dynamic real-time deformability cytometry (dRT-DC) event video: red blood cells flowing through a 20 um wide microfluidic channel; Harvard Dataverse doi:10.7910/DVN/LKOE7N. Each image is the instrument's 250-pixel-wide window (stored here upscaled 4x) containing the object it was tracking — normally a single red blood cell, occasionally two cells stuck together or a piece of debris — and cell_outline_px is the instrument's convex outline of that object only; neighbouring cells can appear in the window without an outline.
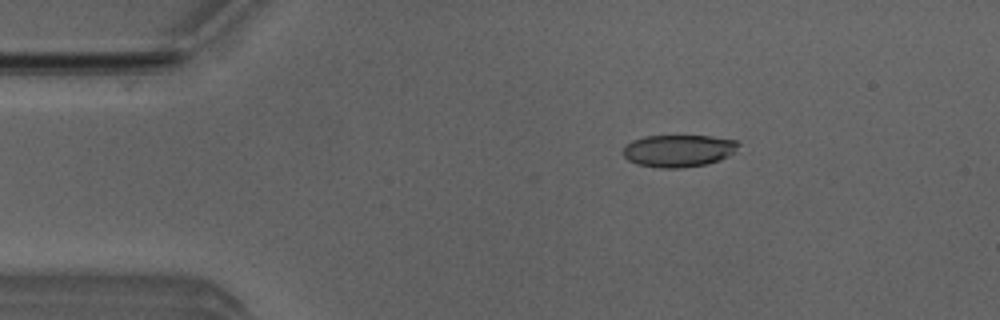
{"species": "Egyptian fruit bat (a non-hibernating species)", "species_latin": "Rousettus aegyptiacus", "temperature_condition": "room temperature", "stored_images_in_passage": 36, "camera_frame_rate_fps": 3000, "um_per_image_px": 0.085, "animal": {"sex": "male"}, "frame": {"image": 1, "passage_image": 8, "time_ms": 2.333, "image_size_px": [1000, 320], "cell_outline_px": [[740, 144], [736, 152], [720, 160], [704, 164], [680, 168], [660, 168], [636, 164], [628, 160], [620, 152], [632, 140], [644, 136], [712, 136], [736, 140]], "centroid_in_image_um": [57.67, 12.81], "position_along_channel_um": 27.3, "area_um2": 21.79}}
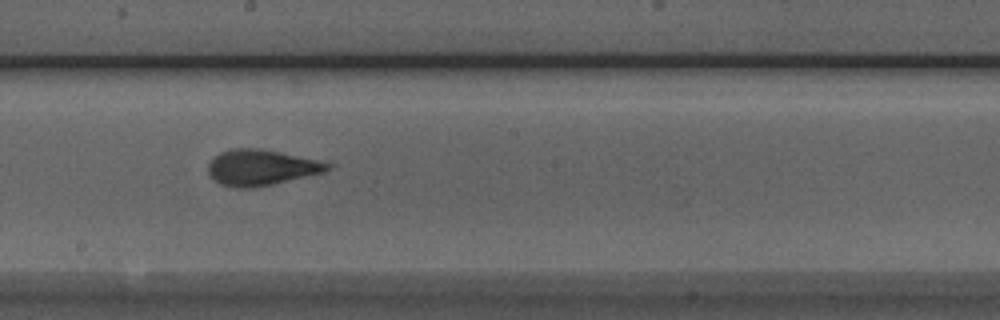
{"frame": {"image": 2, "passage_image": 27, "time_ms": 8.667, "image_size_px": [1000, 320], "cell_outline_px": [[336, 164], [324, 172], [272, 184], [252, 188], [236, 188], [220, 184], [208, 176], [208, 164], [220, 152], [232, 148], [260, 148], [280, 152]], "centroid_in_image_um": [22.19, 14.24], "position_along_channel_um": 226.0, "area_um2": 24.91}}
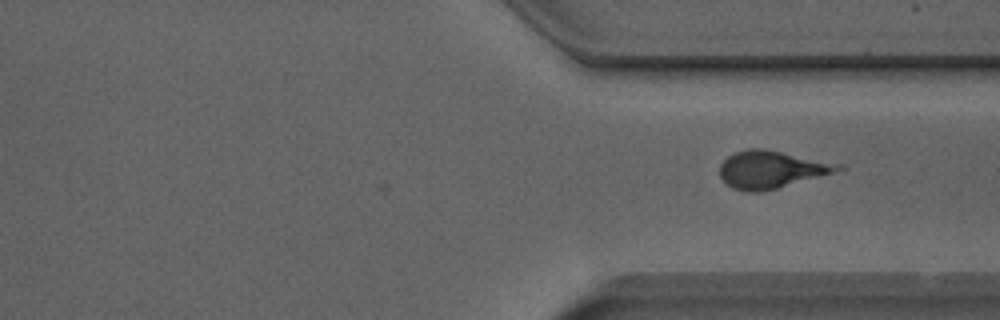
{"frame": {"image": 3, "passage_image": 36, "time_ms": 11.667, "image_size_px": [1000, 320], "cell_outline_px": [[844, 168], [832, 172], [776, 188], [756, 192], [748, 192], [732, 188], [724, 184], [720, 176], [720, 164], [728, 156], [736, 152], [748, 148], [760, 148], [844, 164]], "centroid_in_image_um": [65.5, 14.4], "position_along_channel_um": 345.9, "area_um2": 25.37}}